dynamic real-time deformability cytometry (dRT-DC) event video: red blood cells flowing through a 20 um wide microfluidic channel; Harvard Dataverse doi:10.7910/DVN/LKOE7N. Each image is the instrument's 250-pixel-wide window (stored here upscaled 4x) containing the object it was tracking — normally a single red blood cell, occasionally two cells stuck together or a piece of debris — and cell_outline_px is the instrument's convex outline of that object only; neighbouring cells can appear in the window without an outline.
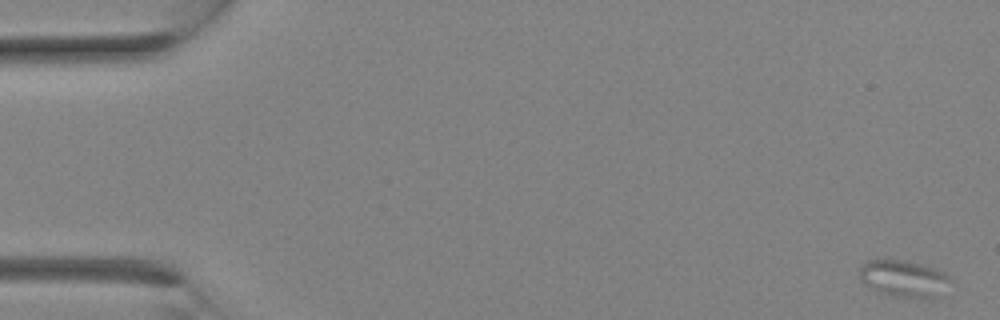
{"species": "Egyptian fruit bat (a non-hibernating species)", "species_latin": "Rousettus aegyptiacus", "temperature_condition": "room temperature", "stored_images_in_passage": 11, "camera_frame_rate_fps": 3000, "um_per_image_px": 0.085, "animal": {"sex": "female"}, "frame": {"image": 1, "passage_image": 1, "time_ms": 0.0, "image_size_px": [1000, 320], "cell_outline_px": [[952, 280], [932, 296], [896, 296], [880, 292], [864, 284], [860, 280], [860, 268], [868, 260], [904, 260], [936, 268], [944, 272]], "centroid_in_image_um": [76.75, 23.62], "position_along_channel_um": 8.3, "area_um2": 18.55}}
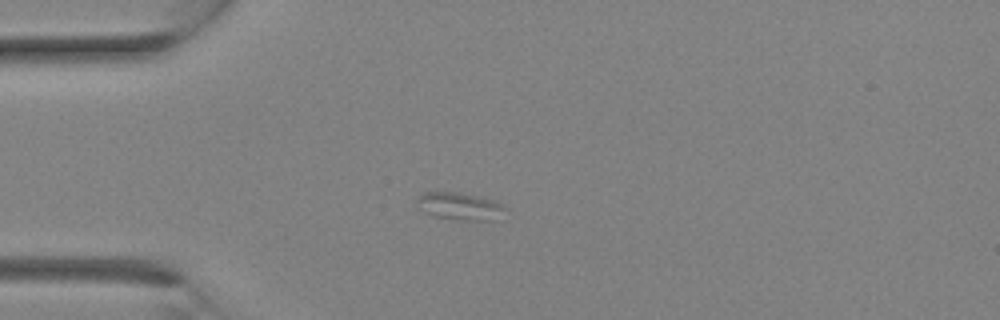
{"frame": {"image": 2, "passage_image": 8, "time_ms": 2.333, "image_size_px": [1000, 320], "cell_outline_px": [[504, 208], [488, 220], [468, 220], [432, 216], [424, 212], [420, 208], [416, 200], [424, 192], [460, 192], [492, 200], [504, 204]], "centroid_in_image_um": [38.97, 17.5], "position_along_channel_um": 46.0, "area_um2": 13.47}}